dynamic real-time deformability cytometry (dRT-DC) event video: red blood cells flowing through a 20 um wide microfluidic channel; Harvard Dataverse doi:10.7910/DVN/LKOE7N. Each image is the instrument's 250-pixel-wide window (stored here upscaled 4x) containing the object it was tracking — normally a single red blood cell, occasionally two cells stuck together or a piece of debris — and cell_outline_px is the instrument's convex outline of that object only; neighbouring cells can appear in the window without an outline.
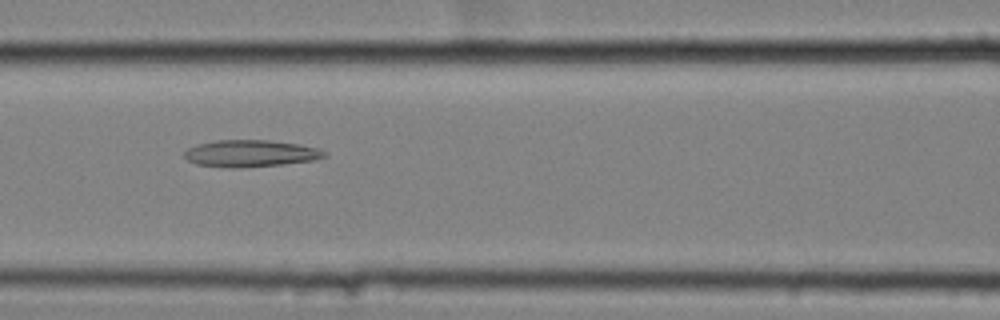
{"species": "common noctule bat (a hibernating species)", "species_latin": "Nyctalus noctula", "temperature_condition": "cold", "stored_images_in_passage": 50, "camera_frame_rate_fps": 3000, "um_per_image_px": 0.085, "animal": {"sex": "female", "body_mass_g": 25.1}, "frame": {"image": 1, "passage_image": 19, "time_ms": 6.0, "image_size_px": [1000, 320], "cell_outline_px": [[328, 156], [316, 160], [284, 164], [240, 168], [228, 168], [196, 164], [188, 160], [184, 156], [184, 152], [188, 148], [200, 144], [216, 140], [268, 140], [300, 144], [316, 148], [328, 152]], "centroid_in_image_um": [21.34, 13.05], "position_along_channel_um": 145.3, "area_um2": 22.08}}
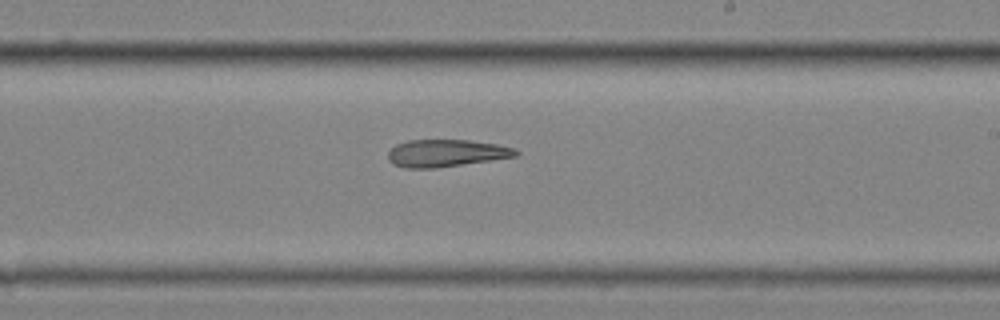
{"frame": {"image": 2, "passage_image": 28, "time_ms": 9.0, "image_size_px": [1000, 320], "cell_outline_px": [[520, 152], [516, 156], [436, 168], [404, 168], [392, 164], [388, 160], [388, 152], [396, 144], [408, 140], [468, 140], [496, 144], [516, 148]], "centroid_in_image_um": [37.89, 13.02], "position_along_channel_um": 251.1, "area_um2": 20.29}}
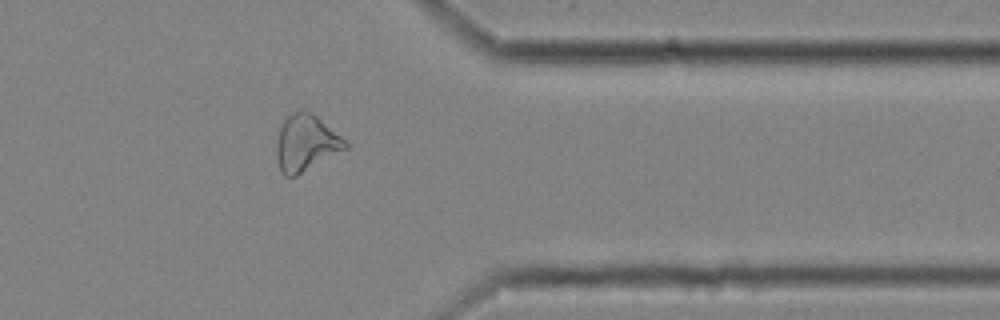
{"frame": {"image": 3, "passage_image": 40, "time_ms": 13.0, "image_size_px": [1000, 320], "cell_outline_px": [[348, 148], [296, 176], [284, 176], [280, 172], [276, 160], [276, 140], [280, 128], [284, 120], [292, 112], [300, 108], [312, 112], [340, 136], [348, 144]], "centroid_in_image_um": [25.96, 12.16], "position_along_channel_um": 385.4, "area_um2": 22.72}, "authors_computed_cell_mechanics": {"area_um2": 22.9466, "velocity_mm_per_s": 3.5353, "shape_relaxation_time_tau1_ms": null, "shape_relaxation_time_tau2_ms": 11.1313, "deformation_change_tau1": null, "deformation_change_tau2": 0.2642}}